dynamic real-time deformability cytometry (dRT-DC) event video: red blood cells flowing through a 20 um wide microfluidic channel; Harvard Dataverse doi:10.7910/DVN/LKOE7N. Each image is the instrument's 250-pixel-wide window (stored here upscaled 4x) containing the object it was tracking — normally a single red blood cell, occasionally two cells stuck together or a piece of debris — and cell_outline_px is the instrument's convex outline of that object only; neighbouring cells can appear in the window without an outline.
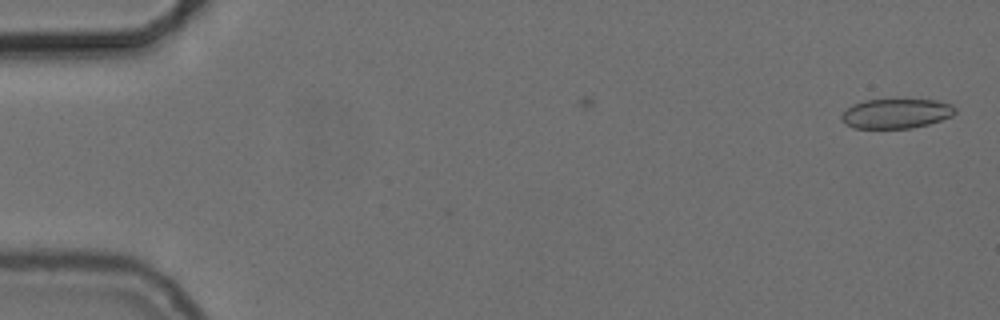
{"species": "common noctule bat (a hibernating species)", "species_latin": "Nyctalus noctula", "temperature_condition": "cold", "stored_images_in_passage": 7, "camera_frame_rate_fps": 3000, "um_per_image_px": 0.085, "animal": {"sex": "female", "body_mass_g": 24.6, "forearm_length_mm": 56.2}, "frame": {"image": 1, "passage_image": 1, "time_ms": 0.0, "image_size_px": [1000, 320], "cell_outline_px": [[956, 112], [952, 116], [928, 124], [912, 128], [852, 128], [844, 124], [840, 120], [840, 116], [852, 104], [864, 100], [936, 100], [952, 104], [956, 108]], "centroid_in_image_um": [76.15, 9.65], "position_along_channel_um": 8.8, "area_um2": 19.71}}